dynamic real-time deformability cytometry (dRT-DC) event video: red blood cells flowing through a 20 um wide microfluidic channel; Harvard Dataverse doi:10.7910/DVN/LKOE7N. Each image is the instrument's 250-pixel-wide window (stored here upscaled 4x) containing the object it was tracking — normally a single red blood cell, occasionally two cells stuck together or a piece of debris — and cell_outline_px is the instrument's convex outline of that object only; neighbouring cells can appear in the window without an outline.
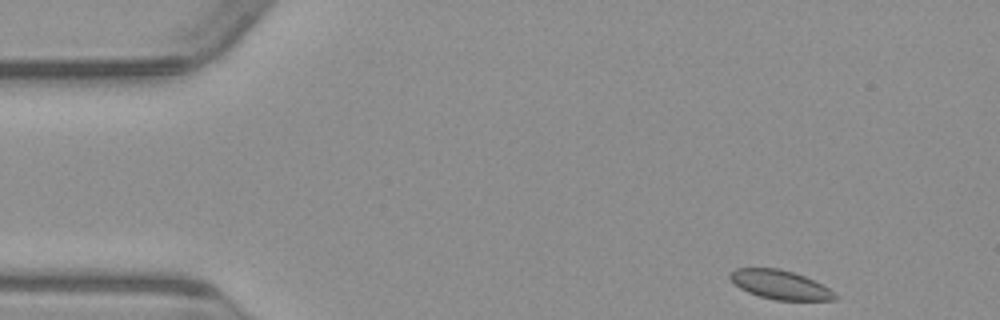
{"species": "common noctule bat (a hibernating species)", "species_latin": "Nyctalus noctula", "temperature_condition": "warm", "stored_images_in_passage": 47, "camera_frame_rate_fps": 3000, "um_per_image_px": 0.085, "animal": {"sex": "male", "body_mass_g": 23.1, "forearm_length_mm": 52.7}, "frame": {"image": 1, "passage_image": 1, "time_ms": 0.0, "image_size_px": [1000, 320], "cell_outline_px": [[840, 296], [836, 300], [776, 300], [760, 296], [748, 292], [740, 288], [728, 276], [736, 268], [780, 268], [804, 276], [836, 292]], "centroid_in_image_um": [66.35, 24.21], "position_along_channel_um": 18.7, "area_um2": 17.57}}
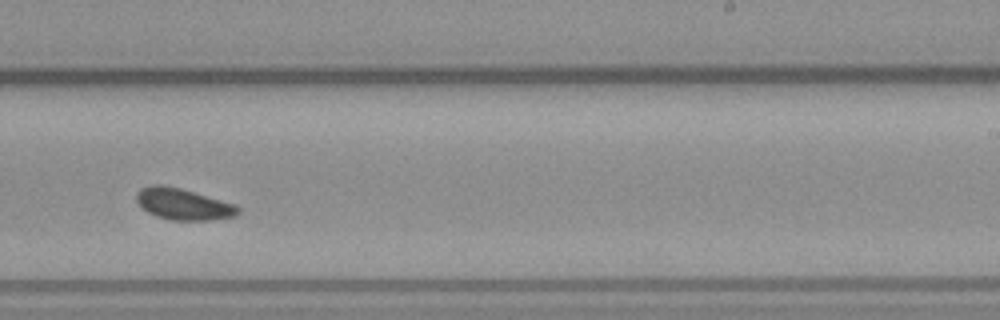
{"frame": {"image": 2, "passage_image": 27, "time_ms": 8.667, "image_size_px": [1000, 320], "cell_outline_px": [[240, 212], [236, 216], [212, 220], [172, 220], [156, 216], [148, 212], [136, 200], [136, 192], [140, 188], [152, 184], [160, 184], [180, 188], [236, 204], [240, 208]], "centroid_in_image_um": [15.59, 17.35], "position_along_channel_um": 273.4, "area_um2": 18.61}}
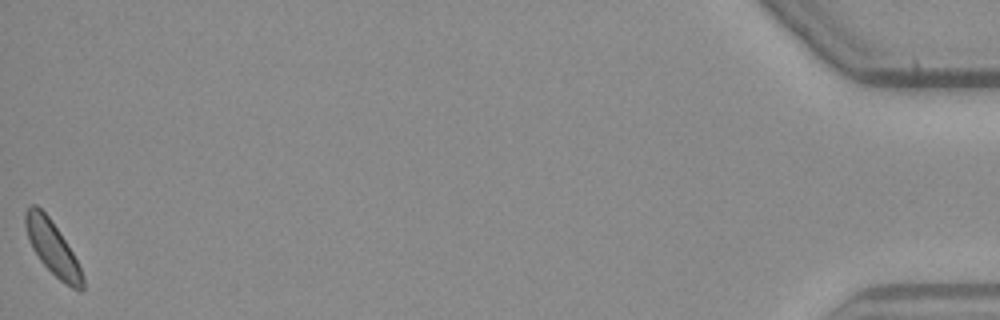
{"frame": {"image": 3, "passage_image": 47, "time_ms": 15.333, "image_size_px": [1000, 320], "cell_outline_px": [[84, 288], [80, 292], [72, 288], [60, 280], [40, 260], [32, 248], [28, 240], [24, 224], [24, 212], [28, 204], [36, 204], [48, 216], [72, 252], [84, 276]], "centroid_in_image_um": [4.43, 21.05], "position_along_channel_um": 430.8, "area_um2": 17.74}}